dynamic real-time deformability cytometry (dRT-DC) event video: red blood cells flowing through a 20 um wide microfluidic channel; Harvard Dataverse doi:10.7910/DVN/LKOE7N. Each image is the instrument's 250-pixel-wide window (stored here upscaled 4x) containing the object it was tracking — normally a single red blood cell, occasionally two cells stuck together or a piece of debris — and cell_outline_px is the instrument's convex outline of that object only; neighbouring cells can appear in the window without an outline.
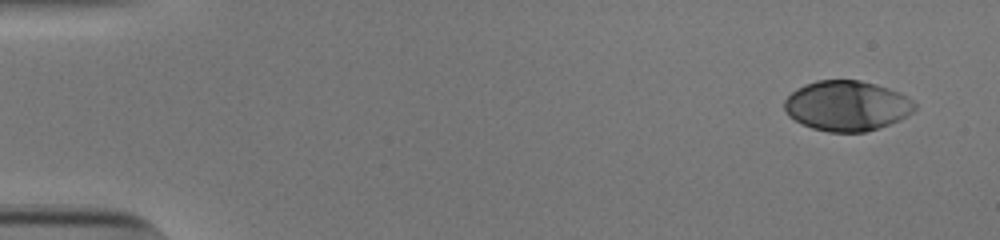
{"species": "human", "species_latin": "Homo sapiens", "temperature_condition": "cold", "stored_images_in_passage": 51, "camera_frame_rate_fps": 3000, "um_per_image_px": 0.085, "donor": {"sex": "male"}, "frame": {"image": 1, "passage_image": 1, "time_ms": 0.0, "image_size_px": [1000, 240], "cell_outline_px": [[916, 108], [908, 116], [900, 120], [880, 128], [864, 132], [828, 132], [812, 128], [788, 116], [784, 108], [784, 100], [796, 88], [804, 84], [816, 80], [860, 80], [876, 84], [900, 92], [908, 96], [916, 104]], "centroid_in_image_um": [72.0, 8.99], "position_along_channel_um": 13.0, "area_um2": 38.38}}
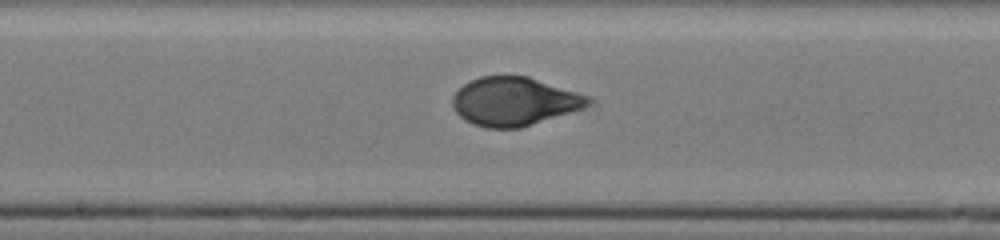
{"frame": {"image": 2, "passage_image": 27, "time_ms": 8.667, "image_size_px": [1000, 240], "cell_outline_px": [[592, 104], [520, 128], [484, 128], [472, 124], [464, 120], [456, 112], [452, 104], [452, 96], [468, 80], [480, 76], [528, 76], [588, 96], [592, 100]], "centroid_in_image_um": [43.65, 8.62], "position_along_channel_um": 204.6, "area_um2": 38.03}}
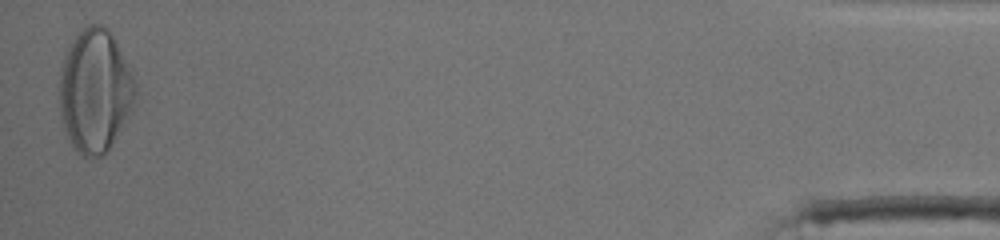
{"frame": {"image": 3, "passage_image": 51, "time_ms": 16.667, "image_size_px": [1000, 240], "cell_outline_px": [[136, 92], [132, 112], [112, 144], [100, 156], [84, 156], [72, 144], [64, 128], [60, 112], [60, 76], [64, 56], [72, 40], [80, 28], [88, 24], [104, 24], [108, 28], [116, 40], [128, 64], [136, 84]], "centroid_in_image_um": [8.1, 7.66], "position_along_channel_um": 427.1, "area_um2": 54.39}, "authors_computed_cell_mechanics": {"area_um2": 38.3214, "velocity_mm_per_s": 3.8223, "shape_relaxation_time_tau1_ms": 3.9472, "shape_relaxation_time_tau2_ms": null, "deformation_change_tau1": 0.2042, "deformation_change_tau2": null}}